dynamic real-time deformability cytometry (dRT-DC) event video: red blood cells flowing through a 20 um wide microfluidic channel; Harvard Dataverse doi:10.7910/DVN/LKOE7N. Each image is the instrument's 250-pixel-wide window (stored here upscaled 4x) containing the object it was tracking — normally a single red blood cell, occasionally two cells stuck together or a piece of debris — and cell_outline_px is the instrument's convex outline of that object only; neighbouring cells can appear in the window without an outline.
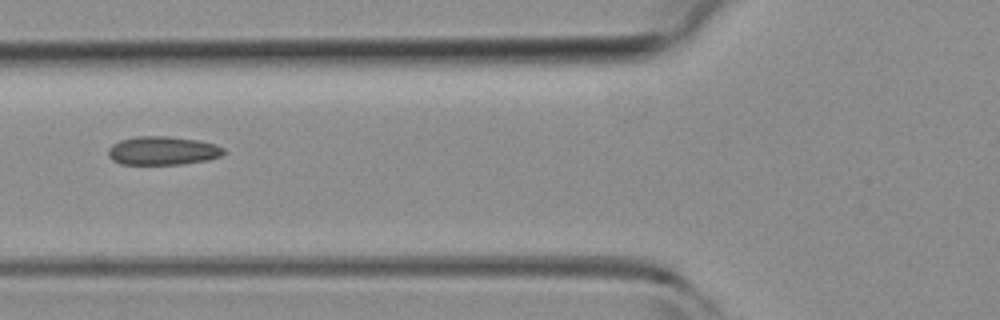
{"species": "common noctule bat (a hibernating species)", "species_latin": "Nyctalus noctula", "temperature_condition": "room temperature", "stored_images_in_passage": 4, "camera_frame_rate_fps": 3000, "um_per_image_px": 0.085, "animal": {"sex": "female", "body_mass_g": 19.3, "forearm_length_mm": 54.1}, "frame": {"image": 1, "passage_image": 4, "time_ms": 1.0, "image_size_px": [1000, 320], "cell_outline_px": [[224, 152], [220, 156], [208, 160], [184, 164], [120, 164], [112, 160], [108, 156], [108, 148], [112, 144], [120, 140], [136, 136], [168, 136], [196, 140], [216, 144], [224, 148]], "centroid_in_image_um": [13.8, 12.81], "position_along_channel_um": 112.0, "area_um2": 19.31}}